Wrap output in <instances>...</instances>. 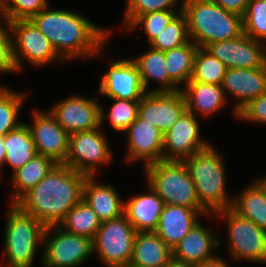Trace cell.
Masks as SVG:
<instances>
[{"label":"cell","instance_id":"obj_1","mask_svg":"<svg viewBox=\"0 0 266 267\" xmlns=\"http://www.w3.org/2000/svg\"><path fill=\"white\" fill-rule=\"evenodd\" d=\"M48 38L64 61L102 54L110 31L89 21L87 17L48 6L30 19Z\"/></svg>","mask_w":266,"mask_h":267},{"label":"cell","instance_id":"obj_2","mask_svg":"<svg viewBox=\"0 0 266 267\" xmlns=\"http://www.w3.org/2000/svg\"><path fill=\"white\" fill-rule=\"evenodd\" d=\"M87 175L56 163L37 185L15 204L45 226L59 225L67 213L83 198Z\"/></svg>","mask_w":266,"mask_h":267},{"label":"cell","instance_id":"obj_3","mask_svg":"<svg viewBox=\"0 0 266 267\" xmlns=\"http://www.w3.org/2000/svg\"><path fill=\"white\" fill-rule=\"evenodd\" d=\"M188 35L198 47L231 40L243 34L242 16L229 12L211 0H183Z\"/></svg>","mask_w":266,"mask_h":267},{"label":"cell","instance_id":"obj_4","mask_svg":"<svg viewBox=\"0 0 266 267\" xmlns=\"http://www.w3.org/2000/svg\"><path fill=\"white\" fill-rule=\"evenodd\" d=\"M183 162L189 170L200 204L210 214L231 207L233 197L226 192L224 160L211 144Z\"/></svg>","mask_w":266,"mask_h":267},{"label":"cell","instance_id":"obj_5","mask_svg":"<svg viewBox=\"0 0 266 267\" xmlns=\"http://www.w3.org/2000/svg\"><path fill=\"white\" fill-rule=\"evenodd\" d=\"M46 226L15 203H10L4 228V252L8 262L0 267H32Z\"/></svg>","mask_w":266,"mask_h":267},{"label":"cell","instance_id":"obj_6","mask_svg":"<svg viewBox=\"0 0 266 267\" xmlns=\"http://www.w3.org/2000/svg\"><path fill=\"white\" fill-rule=\"evenodd\" d=\"M147 184L164 204L207 211L199 202L195 185L183 161H157L144 167Z\"/></svg>","mask_w":266,"mask_h":267},{"label":"cell","instance_id":"obj_7","mask_svg":"<svg viewBox=\"0 0 266 267\" xmlns=\"http://www.w3.org/2000/svg\"><path fill=\"white\" fill-rule=\"evenodd\" d=\"M214 214L226 220L229 254L233 260L266 263L265 230L236 213L231 207Z\"/></svg>","mask_w":266,"mask_h":267},{"label":"cell","instance_id":"obj_8","mask_svg":"<svg viewBox=\"0 0 266 267\" xmlns=\"http://www.w3.org/2000/svg\"><path fill=\"white\" fill-rule=\"evenodd\" d=\"M43 248L44 267H77L93 255V240L51 225L46 226Z\"/></svg>","mask_w":266,"mask_h":267},{"label":"cell","instance_id":"obj_9","mask_svg":"<svg viewBox=\"0 0 266 267\" xmlns=\"http://www.w3.org/2000/svg\"><path fill=\"white\" fill-rule=\"evenodd\" d=\"M12 38L13 57L18 72H22L23 62L39 68L48 63L64 60L58 55L48 38L29 20L8 22Z\"/></svg>","mask_w":266,"mask_h":267},{"label":"cell","instance_id":"obj_10","mask_svg":"<svg viewBox=\"0 0 266 267\" xmlns=\"http://www.w3.org/2000/svg\"><path fill=\"white\" fill-rule=\"evenodd\" d=\"M136 233L124 214L116 219L103 221L93 239V253H97L106 267L130 264Z\"/></svg>","mask_w":266,"mask_h":267},{"label":"cell","instance_id":"obj_11","mask_svg":"<svg viewBox=\"0 0 266 267\" xmlns=\"http://www.w3.org/2000/svg\"><path fill=\"white\" fill-rule=\"evenodd\" d=\"M100 128L69 135L68 153L63 164L87 176H95L100 165L110 163L112 152Z\"/></svg>","mask_w":266,"mask_h":267},{"label":"cell","instance_id":"obj_12","mask_svg":"<svg viewBox=\"0 0 266 267\" xmlns=\"http://www.w3.org/2000/svg\"><path fill=\"white\" fill-rule=\"evenodd\" d=\"M195 116L186 110L163 135V160L184 161L210 145L200 138V125Z\"/></svg>","mask_w":266,"mask_h":267},{"label":"cell","instance_id":"obj_13","mask_svg":"<svg viewBox=\"0 0 266 267\" xmlns=\"http://www.w3.org/2000/svg\"><path fill=\"white\" fill-rule=\"evenodd\" d=\"M48 110L69 135L101 127V104L94 99L72 95Z\"/></svg>","mask_w":266,"mask_h":267},{"label":"cell","instance_id":"obj_14","mask_svg":"<svg viewBox=\"0 0 266 267\" xmlns=\"http://www.w3.org/2000/svg\"><path fill=\"white\" fill-rule=\"evenodd\" d=\"M242 34L231 40L216 41L206 49L229 68H259L266 65V44Z\"/></svg>","mask_w":266,"mask_h":267},{"label":"cell","instance_id":"obj_15","mask_svg":"<svg viewBox=\"0 0 266 267\" xmlns=\"http://www.w3.org/2000/svg\"><path fill=\"white\" fill-rule=\"evenodd\" d=\"M110 64L100 80L98 92L109 99L141 100L147 91L135 61L129 58Z\"/></svg>","mask_w":266,"mask_h":267},{"label":"cell","instance_id":"obj_16","mask_svg":"<svg viewBox=\"0 0 266 267\" xmlns=\"http://www.w3.org/2000/svg\"><path fill=\"white\" fill-rule=\"evenodd\" d=\"M32 125L27 124L36 152L51 158L55 163H64L68 153L69 134L48 111L34 108Z\"/></svg>","mask_w":266,"mask_h":267},{"label":"cell","instance_id":"obj_17","mask_svg":"<svg viewBox=\"0 0 266 267\" xmlns=\"http://www.w3.org/2000/svg\"><path fill=\"white\" fill-rule=\"evenodd\" d=\"M187 110L182 91L147 92L139 102L138 117L164 135Z\"/></svg>","mask_w":266,"mask_h":267},{"label":"cell","instance_id":"obj_18","mask_svg":"<svg viewBox=\"0 0 266 267\" xmlns=\"http://www.w3.org/2000/svg\"><path fill=\"white\" fill-rule=\"evenodd\" d=\"M127 162L144 161L148 166L163 160V134L154 125L137 117L125 131Z\"/></svg>","mask_w":266,"mask_h":267},{"label":"cell","instance_id":"obj_19","mask_svg":"<svg viewBox=\"0 0 266 267\" xmlns=\"http://www.w3.org/2000/svg\"><path fill=\"white\" fill-rule=\"evenodd\" d=\"M222 88L226 98L229 93L238 100L232 108L237 117V112L242 107L266 92V65L259 68L227 69Z\"/></svg>","mask_w":266,"mask_h":267},{"label":"cell","instance_id":"obj_20","mask_svg":"<svg viewBox=\"0 0 266 267\" xmlns=\"http://www.w3.org/2000/svg\"><path fill=\"white\" fill-rule=\"evenodd\" d=\"M200 222L172 249L173 259L196 266L217 256L213 250L220 247L221 240Z\"/></svg>","mask_w":266,"mask_h":267},{"label":"cell","instance_id":"obj_21","mask_svg":"<svg viewBox=\"0 0 266 267\" xmlns=\"http://www.w3.org/2000/svg\"><path fill=\"white\" fill-rule=\"evenodd\" d=\"M202 215L205 217L210 213L179 205L164 204L155 232L172 250L200 221L201 218L198 217Z\"/></svg>","mask_w":266,"mask_h":267},{"label":"cell","instance_id":"obj_22","mask_svg":"<svg viewBox=\"0 0 266 267\" xmlns=\"http://www.w3.org/2000/svg\"><path fill=\"white\" fill-rule=\"evenodd\" d=\"M117 189L107 183L96 182L94 176H87L83 185V200L93 209L103 222L121 217L124 214V202Z\"/></svg>","mask_w":266,"mask_h":267},{"label":"cell","instance_id":"obj_23","mask_svg":"<svg viewBox=\"0 0 266 267\" xmlns=\"http://www.w3.org/2000/svg\"><path fill=\"white\" fill-rule=\"evenodd\" d=\"M147 187L148 193L133 195L132 198L124 202V215L136 232H155L164 207V202L158 194L150 185Z\"/></svg>","mask_w":266,"mask_h":267},{"label":"cell","instance_id":"obj_24","mask_svg":"<svg viewBox=\"0 0 266 267\" xmlns=\"http://www.w3.org/2000/svg\"><path fill=\"white\" fill-rule=\"evenodd\" d=\"M185 97L187 111L196 115L208 116L218 112L227 103L222 85L188 81L181 88ZM196 112V114H195Z\"/></svg>","mask_w":266,"mask_h":267},{"label":"cell","instance_id":"obj_25","mask_svg":"<svg viewBox=\"0 0 266 267\" xmlns=\"http://www.w3.org/2000/svg\"><path fill=\"white\" fill-rule=\"evenodd\" d=\"M172 259V250L156 232L139 231L133 242L130 264L136 267H164Z\"/></svg>","mask_w":266,"mask_h":267},{"label":"cell","instance_id":"obj_26","mask_svg":"<svg viewBox=\"0 0 266 267\" xmlns=\"http://www.w3.org/2000/svg\"><path fill=\"white\" fill-rule=\"evenodd\" d=\"M140 72L143 85L147 92H177L181 90L168 74L166 69L164 52L161 50L153 49L149 46L148 51L137 55L133 59ZM158 81L160 87L157 89L149 90L150 81Z\"/></svg>","mask_w":266,"mask_h":267},{"label":"cell","instance_id":"obj_27","mask_svg":"<svg viewBox=\"0 0 266 267\" xmlns=\"http://www.w3.org/2000/svg\"><path fill=\"white\" fill-rule=\"evenodd\" d=\"M3 144L6 151L4 164H9L12 172L23 167L37 154L34 140L25 123L7 132L3 136Z\"/></svg>","mask_w":266,"mask_h":267},{"label":"cell","instance_id":"obj_28","mask_svg":"<svg viewBox=\"0 0 266 267\" xmlns=\"http://www.w3.org/2000/svg\"><path fill=\"white\" fill-rule=\"evenodd\" d=\"M231 208L266 231V191L257 180L233 197Z\"/></svg>","mask_w":266,"mask_h":267},{"label":"cell","instance_id":"obj_29","mask_svg":"<svg viewBox=\"0 0 266 267\" xmlns=\"http://www.w3.org/2000/svg\"><path fill=\"white\" fill-rule=\"evenodd\" d=\"M55 164L51 158L36 154L23 167L13 172L11 183L14 195L11 203H16L26 192L35 187Z\"/></svg>","mask_w":266,"mask_h":267},{"label":"cell","instance_id":"obj_30","mask_svg":"<svg viewBox=\"0 0 266 267\" xmlns=\"http://www.w3.org/2000/svg\"><path fill=\"white\" fill-rule=\"evenodd\" d=\"M198 46L189 40L186 44L164 52L169 77L179 86L185 85L192 75L194 56Z\"/></svg>","mask_w":266,"mask_h":267},{"label":"cell","instance_id":"obj_31","mask_svg":"<svg viewBox=\"0 0 266 267\" xmlns=\"http://www.w3.org/2000/svg\"><path fill=\"white\" fill-rule=\"evenodd\" d=\"M101 221L98 219L93 209L83 199L76 204L59 224L66 232L95 238Z\"/></svg>","mask_w":266,"mask_h":267},{"label":"cell","instance_id":"obj_32","mask_svg":"<svg viewBox=\"0 0 266 267\" xmlns=\"http://www.w3.org/2000/svg\"><path fill=\"white\" fill-rule=\"evenodd\" d=\"M227 69L210 51L204 47H198L189 81L222 85Z\"/></svg>","mask_w":266,"mask_h":267},{"label":"cell","instance_id":"obj_33","mask_svg":"<svg viewBox=\"0 0 266 267\" xmlns=\"http://www.w3.org/2000/svg\"><path fill=\"white\" fill-rule=\"evenodd\" d=\"M25 94L17 93L4 86L0 87V136H4L22 124L18 118Z\"/></svg>","mask_w":266,"mask_h":267},{"label":"cell","instance_id":"obj_34","mask_svg":"<svg viewBox=\"0 0 266 267\" xmlns=\"http://www.w3.org/2000/svg\"><path fill=\"white\" fill-rule=\"evenodd\" d=\"M189 40L187 19L185 14L180 12L149 45L165 52L186 44Z\"/></svg>","mask_w":266,"mask_h":267},{"label":"cell","instance_id":"obj_35","mask_svg":"<svg viewBox=\"0 0 266 267\" xmlns=\"http://www.w3.org/2000/svg\"><path fill=\"white\" fill-rule=\"evenodd\" d=\"M115 101L110 107V112L104 114V107L101 106V126L103 121L109 120L111 128L117 132H125L133 121L138 117L140 100H125L112 98Z\"/></svg>","mask_w":266,"mask_h":267},{"label":"cell","instance_id":"obj_36","mask_svg":"<svg viewBox=\"0 0 266 267\" xmlns=\"http://www.w3.org/2000/svg\"><path fill=\"white\" fill-rule=\"evenodd\" d=\"M177 8L178 10H163L154 11L146 14L139 15L128 27V31H132L138 27L143 28L144 34L147 37V41L150 44L163 29L169 24V22L180 12H182V3Z\"/></svg>","mask_w":266,"mask_h":267},{"label":"cell","instance_id":"obj_37","mask_svg":"<svg viewBox=\"0 0 266 267\" xmlns=\"http://www.w3.org/2000/svg\"><path fill=\"white\" fill-rule=\"evenodd\" d=\"M242 22L244 34L266 43V0H249Z\"/></svg>","mask_w":266,"mask_h":267},{"label":"cell","instance_id":"obj_38","mask_svg":"<svg viewBox=\"0 0 266 267\" xmlns=\"http://www.w3.org/2000/svg\"><path fill=\"white\" fill-rule=\"evenodd\" d=\"M47 6V0H0V17L7 22L29 20Z\"/></svg>","mask_w":266,"mask_h":267},{"label":"cell","instance_id":"obj_39","mask_svg":"<svg viewBox=\"0 0 266 267\" xmlns=\"http://www.w3.org/2000/svg\"><path fill=\"white\" fill-rule=\"evenodd\" d=\"M180 0H126L125 25L128 27L139 15L154 11L174 10ZM183 1V0H181Z\"/></svg>","mask_w":266,"mask_h":267},{"label":"cell","instance_id":"obj_40","mask_svg":"<svg viewBox=\"0 0 266 267\" xmlns=\"http://www.w3.org/2000/svg\"><path fill=\"white\" fill-rule=\"evenodd\" d=\"M0 17V73L18 72L8 22ZM5 23V24H3Z\"/></svg>","mask_w":266,"mask_h":267},{"label":"cell","instance_id":"obj_41","mask_svg":"<svg viewBox=\"0 0 266 267\" xmlns=\"http://www.w3.org/2000/svg\"><path fill=\"white\" fill-rule=\"evenodd\" d=\"M237 119L266 124V92L242 107L237 112Z\"/></svg>","mask_w":266,"mask_h":267},{"label":"cell","instance_id":"obj_42","mask_svg":"<svg viewBox=\"0 0 266 267\" xmlns=\"http://www.w3.org/2000/svg\"><path fill=\"white\" fill-rule=\"evenodd\" d=\"M221 8L236 13L243 17L246 12L249 0H211Z\"/></svg>","mask_w":266,"mask_h":267},{"label":"cell","instance_id":"obj_43","mask_svg":"<svg viewBox=\"0 0 266 267\" xmlns=\"http://www.w3.org/2000/svg\"><path fill=\"white\" fill-rule=\"evenodd\" d=\"M195 267H230L227 261L224 260V258L218 256L207 260L206 262L200 263L199 265H196Z\"/></svg>","mask_w":266,"mask_h":267},{"label":"cell","instance_id":"obj_44","mask_svg":"<svg viewBox=\"0 0 266 267\" xmlns=\"http://www.w3.org/2000/svg\"><path fill=\"white\" fill-rule=\"evenodd\" d=\"M5 155H6V151H5V147L3 144V136H0V175H2L1 170H2V166L4 165Z\"/></svg>","mask_w":266,"mask_h":267},{"label":"cell","instance_id":"obj_45","mask_svg":"<svg viewBox=\"0 0 266 267\" xmlns=\"http://www.w3.org/2000/svg\"><path fill=\"white\" fill-rule=\"evenodd\" d=\"M164 267H195V266L187 264L185 262L177 261L172 258Z\"/></svg>","mask_w":266,"mask_h":267},{"label":"cell","instance_id":"obj_46","mask_svg":"<svg viewBox=\"0 0 266 267\" xmlns=\"http://www.w3.org/2000/svg\"><path fill=\"white\" fill-rule=\"evenodd\" d=\"M257 181L265 188L266 191V176H264L262 179L259 178Z\"/></svg>","mask_w":266,"mask_h":267},{"label":"cell","instance_id":"obj_47","mask_svg":"<svg viewBox=\"0 0 266 267\" xmlns=\"http://www.w3.org/2000/svg\"><path fill=\"white\" fill-rule=\"evenodd\" d=\"M117 267H136V266H133L131 264H125V265H120V266H117Z\"/></svg>","mask_w":266,"mask_h":267}]
</instances>
